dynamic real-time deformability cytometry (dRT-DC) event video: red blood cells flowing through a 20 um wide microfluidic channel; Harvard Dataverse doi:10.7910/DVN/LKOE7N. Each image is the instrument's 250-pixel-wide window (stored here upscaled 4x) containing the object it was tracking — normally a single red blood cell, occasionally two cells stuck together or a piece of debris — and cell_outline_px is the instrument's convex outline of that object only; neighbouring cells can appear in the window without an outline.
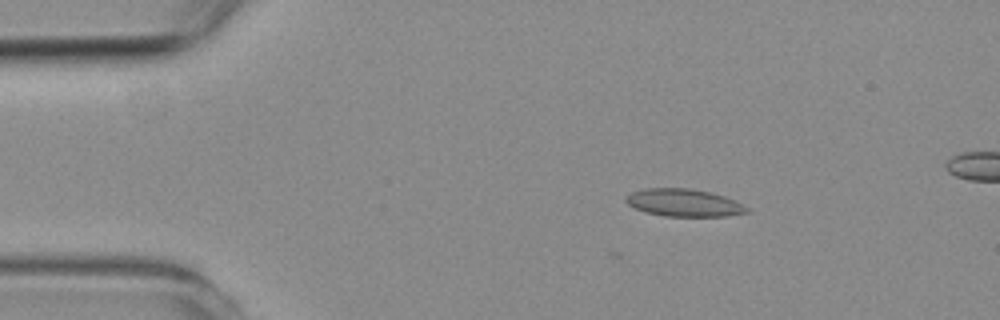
{"species": "common noctule bat (a hibernating species)", "species_latin": "Nyctalus noctula", "temperature_condition": "room temperature", "stored_images_in_passage": 3, "camera_frame_rate_fps": 3000, "um_per_image_px": 0.085, "animal": {"sex": "female", "body_mass_g": 19.3, "forearm_length_mm": 54.1}, "frame": {"image": 1, "passage_image": 3, "time_ms": 0.667, "image_size_px": [1000, 320], "cell_outline_px": [[748, 212], [728, 216], [664, 216], [644, 212], [628, 204], [624, 200], [632, 192], [644, 188], [688, 188], [708, 192], [724, 196], [748, 208]], "centroid_in_image_um": [58.09, 17.24], "position_along_channel_um": 26.9, "area_um2": 19.13}}